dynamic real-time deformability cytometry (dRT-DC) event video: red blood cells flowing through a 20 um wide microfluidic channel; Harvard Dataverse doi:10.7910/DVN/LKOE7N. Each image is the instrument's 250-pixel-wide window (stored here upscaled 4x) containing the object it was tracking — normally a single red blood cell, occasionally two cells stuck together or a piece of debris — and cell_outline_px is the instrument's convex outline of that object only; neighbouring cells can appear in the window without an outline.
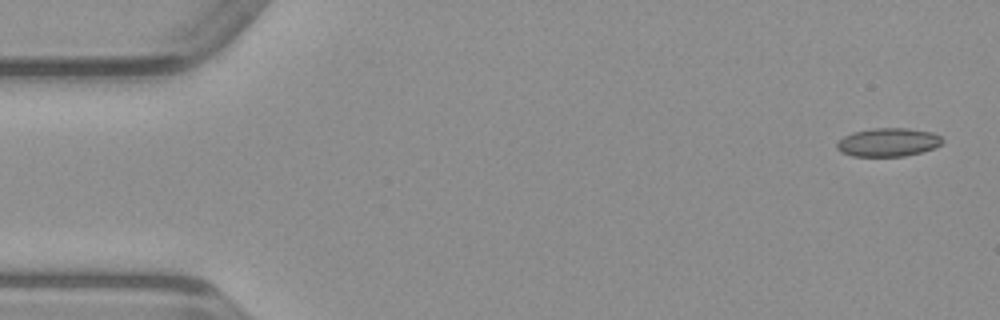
{"species": "common noctule bat (a hibernating species)", "species_latin": "Nyctalus noctula", "temperature_condition": "warm", "stored_images_in_passage": 48, "camera_frame_rate_fps": 3000, "um_per_image_px": 0.085, "animal": {"sex": "male", "body_mass_g": 23.1, "forearm_length_mm": 52.7}, "frame": {"image": 1, "passage_image": 1, "time_ms": 0.0, "image_size_px": [1000, 320], "cell_outline_px": [[944, 140], [940, 144], [932, 148], [920, 152], [904, 156], [852, 156], [840, 152], [836, 148], [836, 144], [844, 136], [852, 132], [872, 128], [908, 128], [932, 132], [940, 136]], "centroid_in_image_um": [75.46, 12.08], "position_along_channel_um": 9.5, "area_um2": 17.46}}
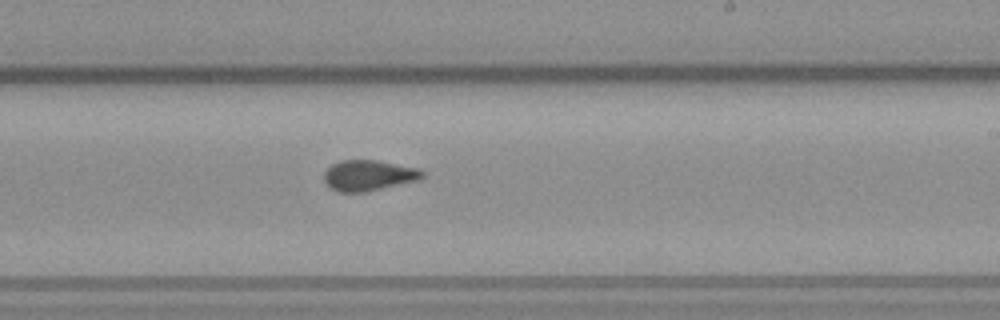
{"frame": {"image": 2, "passage_image": 28, "time_ms": 9.0, "image_size_px": [1000, 320], "cell_outline_px": [[428, 172], [420, 180], [364, 192], [340, 192], [328, 188], [324, 180], [324, 172], [332, 164], [340, 160], [380, 160], [420, 168]], "centroid_in_image_um": [31.38, 14.9], "position_along_channel_um": 257.6, "area_um2": 17.98}}
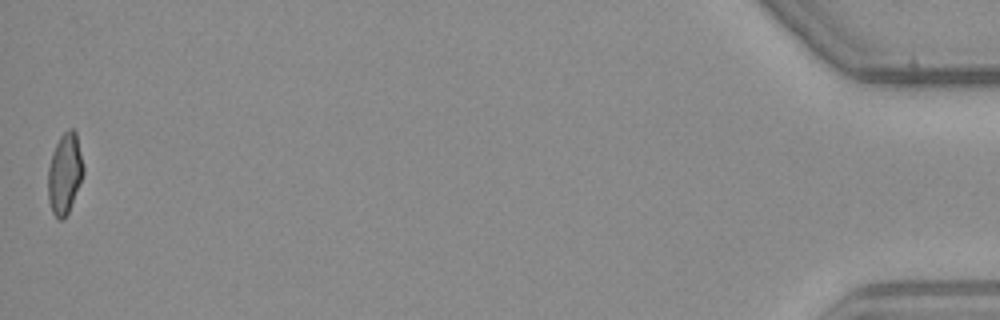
{"frame": {"image": 3, "passage_image": 48, "time_ms": 15.667, "image_size_px": [1000, 320], "cell_outline_px": [[84, 172], [68, 212], [64, 220], [56, 220], [52, 212], [48, 200], [48, 168], [52, 152], [60, 136], [68, 128], [72, 128], [76, 132], [84, 168]], "centroid_in_image_um": [5.48, 14.76], "position_along_channel_um": 429.7, "area_um2": 16.65}}